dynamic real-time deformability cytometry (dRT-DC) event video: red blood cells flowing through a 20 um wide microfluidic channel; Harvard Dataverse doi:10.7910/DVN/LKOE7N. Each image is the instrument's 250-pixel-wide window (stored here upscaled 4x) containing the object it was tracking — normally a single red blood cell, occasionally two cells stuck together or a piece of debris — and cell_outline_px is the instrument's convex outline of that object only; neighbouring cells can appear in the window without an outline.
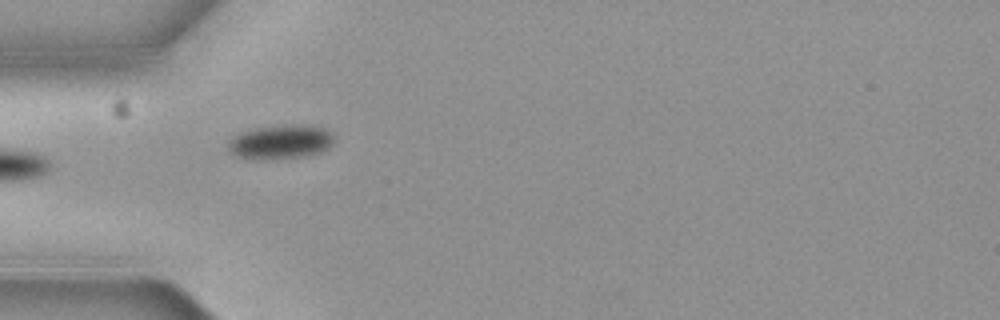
{"species": "common noctule bat (a hibernating species)", "species_latin": "Nyctalus noctula", "temperature_condition": "cold", "stored_images_in_passage": 3, "camera_frame_rate_fps": 3000, "um_per_image_px": 0.085, "animal": {"sex": "female", "body_mass_g": 19.3, "forearm_length_mm": 54.1}, "frame": {"image": 1, "passage_image": 2, "time_ms": 0.333, "image_size_px": [1000, 320], "cell_outline_px": [[332, 144], [328, 148], [320, 152], [304, 156], [236, 156], [228, 152], [228, 140], [232, 136], [240, 132], [252, 128], [280, 124], [312, 124], [324, 128], [332, 132]], "centroid_in_image_um": [23.86, 11.97], "position_along_channel_um": 61.1, "area_um2": 20.63}}
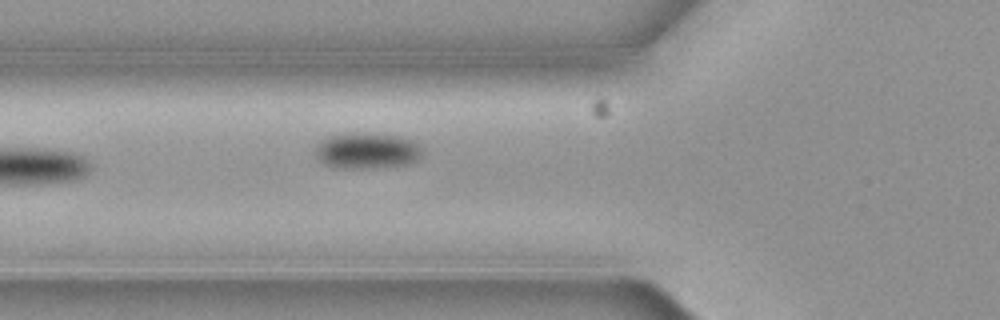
{"frame": {"image": 2, "passage_image": 3, "time_ms": 0.667, "image_size_px": [1000, 320], "cell_outline_px": [[424, 152], [416, 160], [404, 164], [360, 168], [336, 168], [324, 164], [316, 156], [316, 148], [320, 140], [328, 136], [348, 132], [364, 132], [400, 136], [412, 140]], "centroid_in_image_um": [31.14, 12.78], "position_along_channel_um": 94.7, "area_um2": 22.37}}